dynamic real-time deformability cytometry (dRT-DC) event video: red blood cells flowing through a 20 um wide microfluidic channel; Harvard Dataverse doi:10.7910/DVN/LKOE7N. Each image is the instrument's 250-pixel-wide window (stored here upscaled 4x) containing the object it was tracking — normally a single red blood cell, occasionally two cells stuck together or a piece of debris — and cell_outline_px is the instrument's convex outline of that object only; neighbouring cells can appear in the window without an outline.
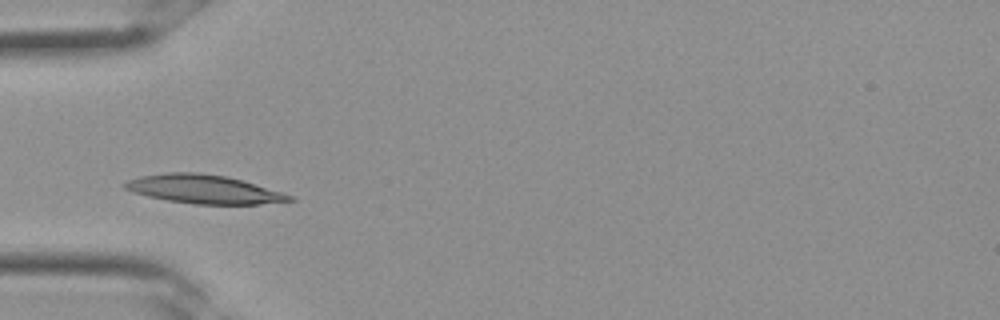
{"species": "Egyptian fruit bat (a non-hibernating species)", "species_latin": "Rousettus aegyptiacus", "temperature_condition": "room temperature", "stored_images_in_passage": 17, "camera_frame_rate_fps": 3000, "um_per_image_px": 0.085, "frame": {"image": 1, "passage_image": 5, "time_ms": 1.333, "image_size_px": [1000, 320], "cell_outline_px": [[296, 200], [260, 204], [196, 204], [168, 200], [148, 196], [132, 192], [124, 188], [120, 184], [128, 180], [140, 176], [168, 172], [196, 172], [224, 176], [240, 180], [284, 192], [292, 196]], "centroid_in_image_um": [17.3, 16.08], "position_along_channel_um": 67.7, "area_um2": 27.34}}
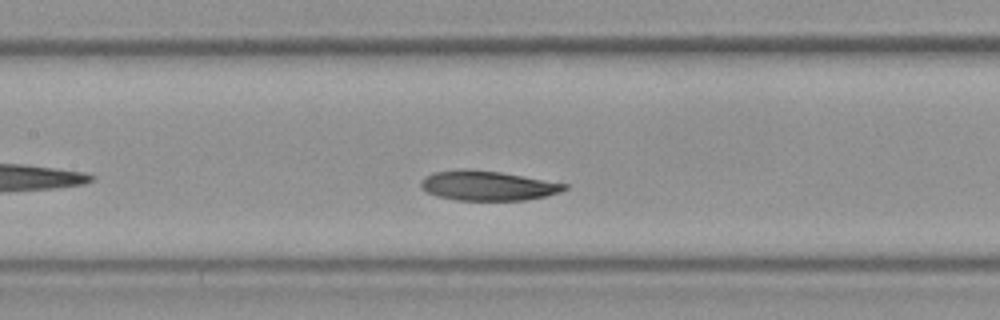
{"frame": {"image": 2, "passage_image": 10, "time_ms": 3.0, "image_size_px": [1000, 320], "cell_outline_px": [[568, 188], [560, 192], [544, 196], [524, 200], [456, 200], [436, 196], [420, 188], [420, 180], [424, 176], [432, 172], [460, 168], [468, 168], [500, 172], [568, 184]], "centroid_in_image_um": [41.38, 15.77], "position_along_channel_um": 166.0, "area_um2": 25.03}}
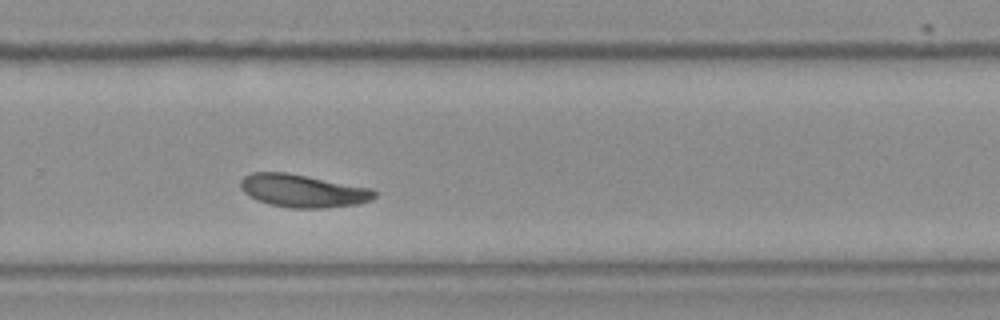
{"frame": {"image": 3, "passage_image": 17, "time_ms": 5.333, "image_size_px": [1000, 320], "cell_outline_px": [[376, 196], [372, 200], [356, 204], [324, 208], [292, 208], [268, 204], [256, 200], [248, 196], [240, 188], [240, 180], [244, 176], [252, 172], [288, 172], [372, 188], [376, 192]], "centroid_in_image_um": [25.72, 16.21], "position_along_channel_um": 304.1, "area_um2": 25.89}}